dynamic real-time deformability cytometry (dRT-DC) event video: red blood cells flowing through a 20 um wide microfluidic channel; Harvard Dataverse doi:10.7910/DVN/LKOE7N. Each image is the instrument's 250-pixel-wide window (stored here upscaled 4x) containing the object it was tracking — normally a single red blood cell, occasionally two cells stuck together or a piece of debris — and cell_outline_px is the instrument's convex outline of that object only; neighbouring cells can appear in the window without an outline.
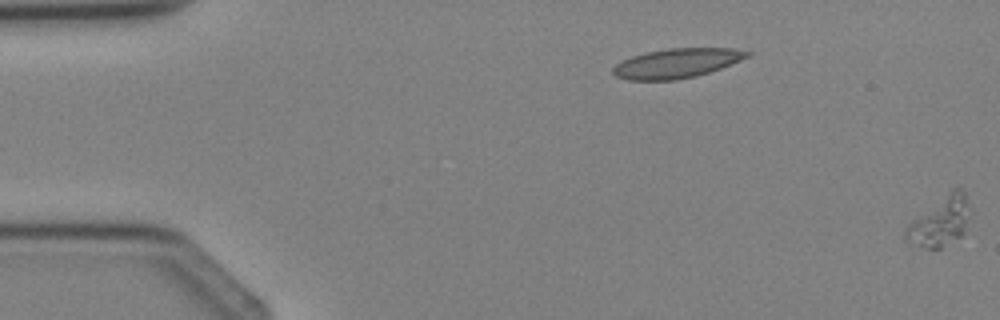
{"species": "Egyptian fruit bat (a non-hibernating species)", "species_latin": "Rousettus aegyptiacus", "temperature_condition": "cold", "stored_images_in_passage": 4, "camera_frame_rate_fps": 3000, "um_per_image_px": 0.085, "animal": {"sex": "female"}, "frame": {"image": 1, "passage_image": 1, "time_ms": 0.0, "image_size_px": [1000, 320], "cell_outline_px": [[968, 220], [964, 232], [960, 236], [940, 248], [924, 248], [904, 240], [904, 232], [908, 224], [912, 220], [952, 188], [960, 188], [964, 192]], "centroid_in_image_um": [79.85, 18.84], "position_along_channel_um": 5.1, "area_um2": 17.92}}
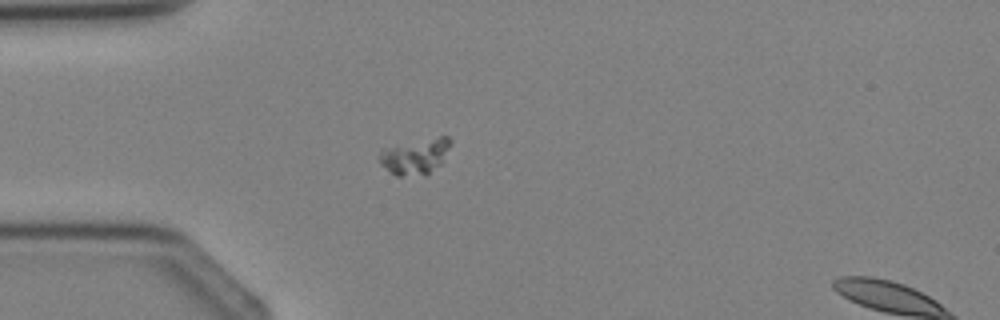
{"frame": {"image": 2, "passage_image": 4, "time_ms": 3.667, "image_size_px": [1000, 320], "cell_outline_px": [[452, 144], [444, 160], [440, 164], [424, 176], [396, 176], [380, 164], [380, 152], [384, 148], [440, 136], [448, 136], [452, 140]], "centroid_in_image_um": [35.34, 13.3], "position_along_channel_um": 49.7, "area_um2": 14.74}}